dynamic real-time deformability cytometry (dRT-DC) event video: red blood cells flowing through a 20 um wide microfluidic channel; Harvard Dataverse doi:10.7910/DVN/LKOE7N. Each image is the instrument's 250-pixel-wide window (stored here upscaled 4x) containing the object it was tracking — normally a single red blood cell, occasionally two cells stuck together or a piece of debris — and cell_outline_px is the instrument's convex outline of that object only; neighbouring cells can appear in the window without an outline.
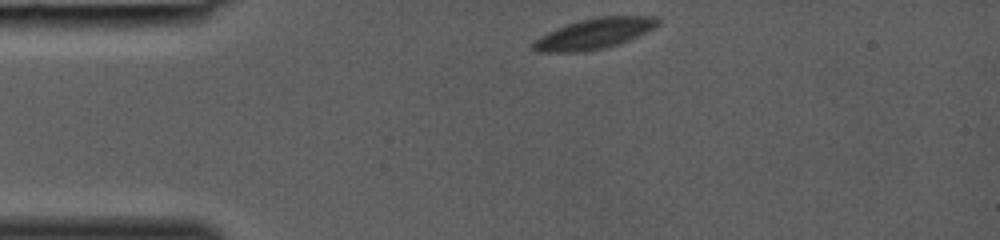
{"species": "common noctule bat (a hibernating species)", "species_latin": "Nyctalus noctula", "temperature_condition": "room temperature", "stored_images_in_passage": 31, "camera_frame_rate_fps": 3000, "um_per_image_px": 0.085, "animal": {"sex": "female", "body_mass_g": 19.0, "forearm_length_mm": 53.3}, "frame": {"image": 1, "passage_image": 1, "time_ms": 0.0, "image_size_px": [1000, 240], "cell_outline_px": [[660, 24], [620, 44], [604, 48], [580, 52], [536, 52], [532, 48], [532, 44], [540, 36], [548, 32], [568, 24], [580, 20], [600, 16], [656, 16], [660, 20]], "centroid_in_image_um": [50.51, 2.86], "position_along_channel_um": 34.5, "area_um2": 21.96}}
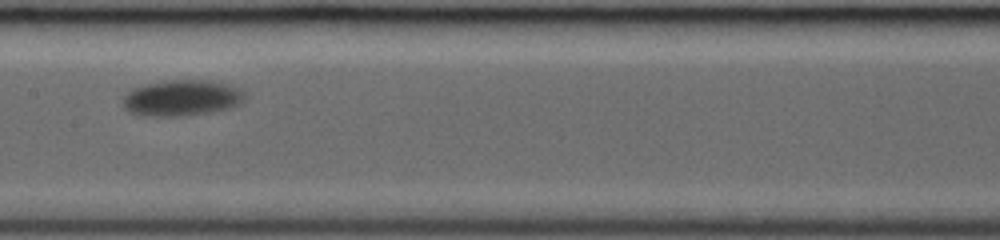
{"frame": {"image": 2, "passage_image": 14, "time_ms": 4.333, "image_size_px": [1000, 240], "cell_outline_px": [[244, 96], [236, 104], [228, 108], [208, 112], [180, 116], [144, 116], [128, 112], [124, 108], [120, 100], [132, 88], [144, 84], [172, 80], [204, 80], [224, 84], [236, 88], [244, 92]], "centroid_in_image_um": [15.32, 8.33], "position_along_channel_um": 192.1, "area_um2": 25.2}}
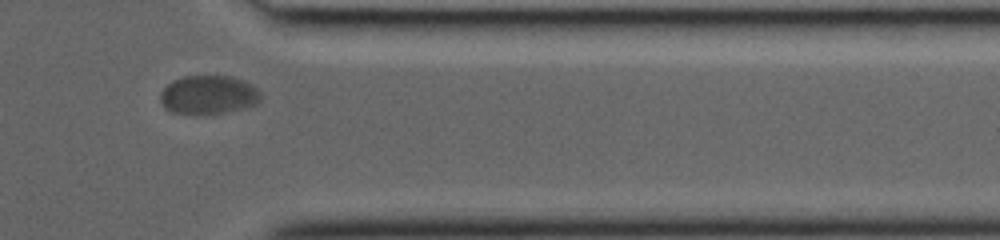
{"frame": {"image": 3, "passage_image": 27, "time_ms": 8.667, "image_size_px": [1000, 240], "cell_outline_px": [[260, 100], [256, 104], [244, 108], [224, 112], [172, 112], [164, 108], [160, 100], [160, 92], [172, 80], [184, 76], [228, 76], [240, 80], [256, 88], [260, 92]], "centroid_in_image_um": [17.69, 8.04], "position_along_channel_um": 393.7, "area_um2": 22.02}}